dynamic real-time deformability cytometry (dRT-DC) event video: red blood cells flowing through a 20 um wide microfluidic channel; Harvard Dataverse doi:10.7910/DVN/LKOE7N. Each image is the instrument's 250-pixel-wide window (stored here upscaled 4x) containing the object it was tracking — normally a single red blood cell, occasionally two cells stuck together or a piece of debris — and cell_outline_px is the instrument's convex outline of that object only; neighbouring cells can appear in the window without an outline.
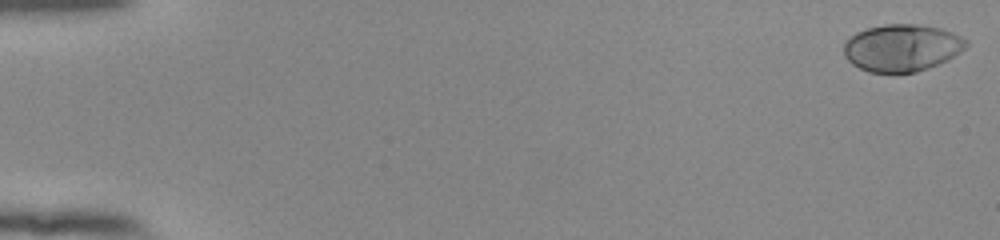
{"species": "human", "species_latin": "Homo sapiens", "temperature_condition": "room temperature", "stored_images_in_passage": 54, "camera_frame_rate_fps": 3000, "um_per_image_px": 0.085, "donor": {"sex": "female"}, "frame": {"image": 1, "passage_image": 1, "time_ms": 0.0, "image_size_px": [1000, 240], "cell_outline_px": [[968, 44], [960, 52], [948, 60], [928, 68], [916, 72], [868, 72], [852, 64], [844, 56], [844, 44], [856, 32], [868, 28], [884, 24], [916, 24], [940, 28], [952, 32], [968, 40]], "centroid_in_image_um": [76.67, 4.06], "position_along_channel_um": 8.3, "area_um2": 33.52}}
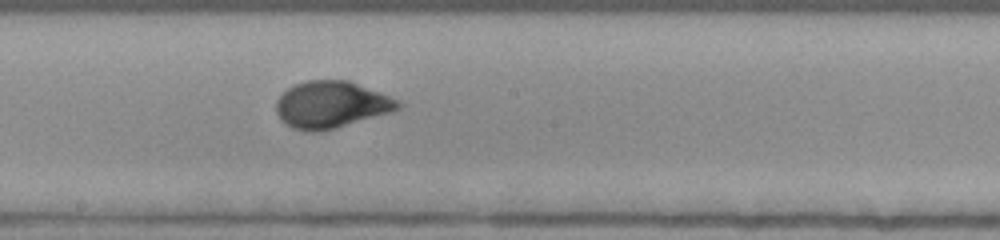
{"frame": {"image": 2, "passage_image": 31, "time_ms": 10.0, "image_size_px": [1000, 240], "cell_outline_px": [[404, 104], [400, 108], [388, 112], [336, 128], [320, 132], [308, 132], [292, 128], [284, 124], [280, 120], [276, 112], [276, 100], [288, 88], [296, 84], [308, 80], [348, 80], [388, 96]], "centroid_in_image_um": [28.09, 8.91], "position_along_channel_um": 220.1, "area_um2": 33.0}}
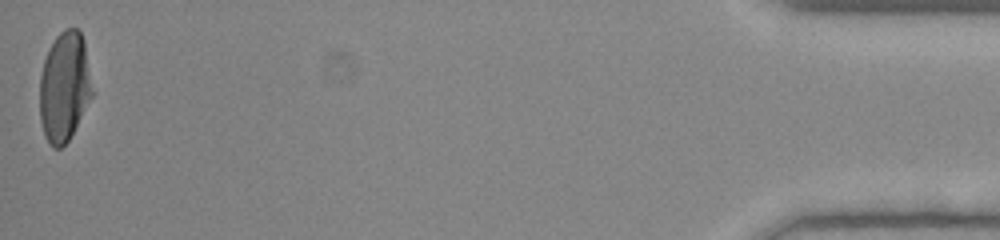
{"frame": {"image": 3, "passage_image": 54, "time_ms": 17.667, "image_size_px": [1000, 240], "cell_outline_px": [[92, 96], [68, 140], [60, 148], [52, 148], [44, 136], [40, 120], [40, 76], [44, 60], [48, 48], [56, 36], [64, 28], [76, 28], [80, 32], [84, 40], [92, 92]], "centroid_in_image_um": [5.44, 7.37], "position_along_channel_um": 429.8, "area_um2": 33.29}, "authors_computed_cell_mechanics": {"area_um2": 33.0616, "velocity_mm_per_s": 3.8778, "shape_relaxation_time_tau1_ms": 3.6978, "shape_relaxation_time_tau2_ms": null, "deformation_change_tau1": 0.2102, "deformation_change_tau2": null}}